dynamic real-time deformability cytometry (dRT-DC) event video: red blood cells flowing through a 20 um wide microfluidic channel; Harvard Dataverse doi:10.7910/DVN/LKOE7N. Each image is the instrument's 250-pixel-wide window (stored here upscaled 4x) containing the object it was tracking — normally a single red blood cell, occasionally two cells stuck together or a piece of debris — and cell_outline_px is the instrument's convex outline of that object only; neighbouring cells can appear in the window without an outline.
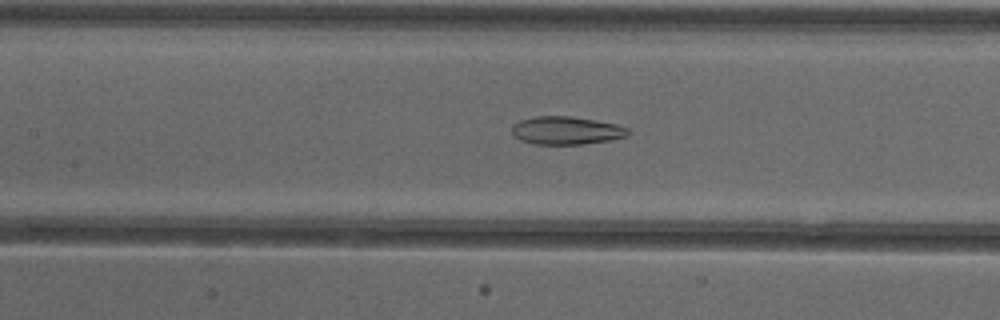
{"species": "common noctule bat (a hibernating species)", "species_latin": "Nyctalus noctula", "temperature_condition": "cold", "stored_images_in_passage": 41, "camera_frame_rate_fps": 3000, "um_per_image_px": 0.085, "animal": {"sex": "female"}, "frame": {"image": 1, "passage_image": 17, "time_ms": 5.333, "image_size_px": [1000, 320], "cell_outline_px": [[632, 132], [628, 136], [608, 140], [580, 144], [536, 144], [520, 140], [512, 132], [512, 124], [520, 120], [536, 116], [572, 116], [596, 120], [616, 124], [628, 128]], "centroid_in_image_um": [48.15, 11.08], "position_along_channel_um": 159.2, "area_um2": 18.96}}
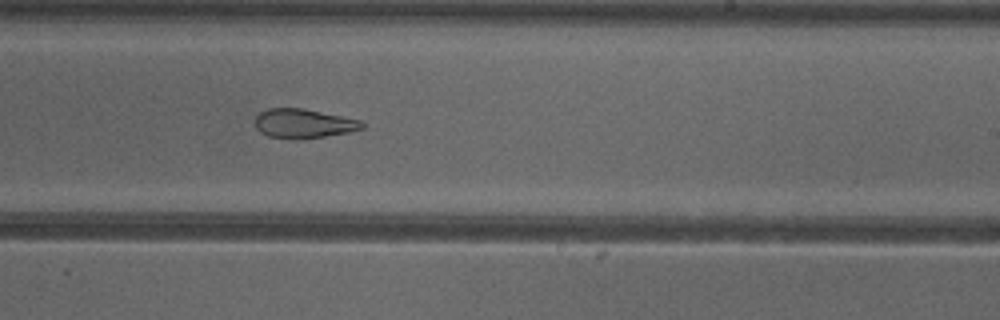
{"frame": {"image": 2, "passage_image": 25, "time_ms": 8.0, "image_size_px": [1000, 320], "cell_outline_px": [[364, 128], [348, 132], [324, 136], [296, 140], [292, 140], [268, 136], [260, 132], [256, 128], [256, 116], [260, 112], [268, 108], [304, 108], [360, 120], [364, 124]], "centroid_in_image_um": [25.77, 10.5], "position_along_channel_um": 263.2, "area_um2": 18.26}}
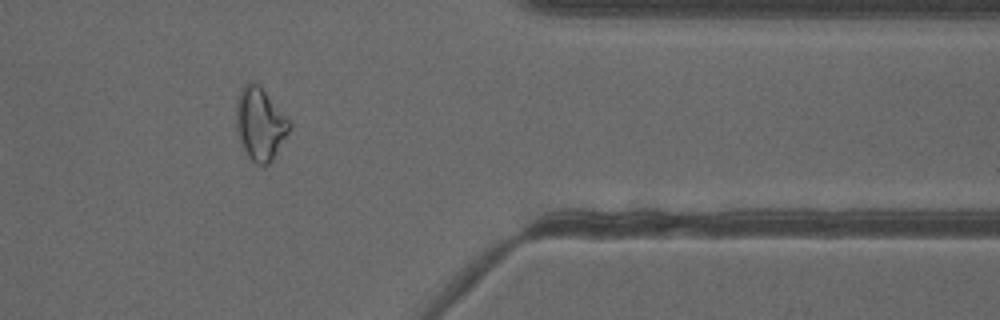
{"frame": {"image": 3, "passage_image": 36, "time_ms": 11.667, "image_size_px": [1000, 320], "cell_outline_px": [[292, 128], [272, 160], [264, 168], [256, 164], [248, 156], [240, 140], [236, 128], [236, 104], [240, 92], [244, 84], [248, 80], [252, 80], [260, 84], [288, 116], [292, 124]], "centroid_in_image_um": [22.14, 10.5], "position_along_channel_um": 389.3, "area_um2": 23.06}, "authors_computed_cell_mechanics": {"area_um2": 21.386, "velocity_mm_per_s": 3.9152, "shape_relaxation_time_tau1_ms": null, "shape_relaxation_time_tau2_ms": 3.1747, "deformation_change_tau1": null, "deformation_change_tau2": 0.1164}}